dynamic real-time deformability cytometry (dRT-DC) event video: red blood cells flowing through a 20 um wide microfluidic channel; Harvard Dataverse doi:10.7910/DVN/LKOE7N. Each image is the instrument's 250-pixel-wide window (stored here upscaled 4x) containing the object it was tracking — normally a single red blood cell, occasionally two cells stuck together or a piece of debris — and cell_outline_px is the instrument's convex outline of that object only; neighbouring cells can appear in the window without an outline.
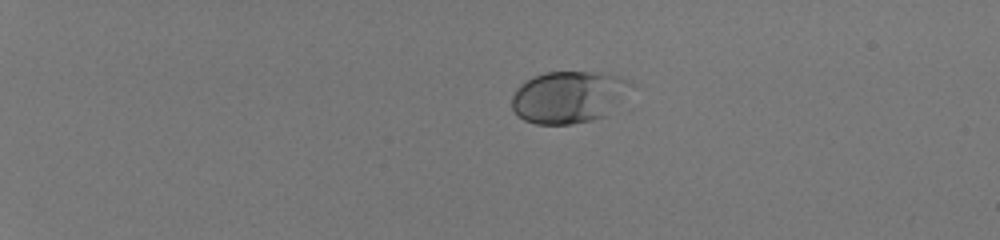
{"species": "human", "species_latin": "Homo sapiens", "temperature_condition": "room temperature", "stored_images_in_passage": 42, "camera_frame_rate_fps": 3000, "um_per_image_px": 0.085, "donor": {"sex": "male"}, "frame": {"image": 1, "passage_image": 1, "time_ms": 0.0, "image_size_px": [1000, 240], "cell_outline_px": [[632, 84], [604, 116], [592, 120], [572, 124], [536, 124], [524, 120], [516, 116], [512, 108], [512, 96], [516, 88], [520, 84], [532, 76], [544, 72], [608, 72]], "centroid_in_image_um": [48.21, 8.24], "position_along_channel_um": 36.8, "area_um2": 35.66}}
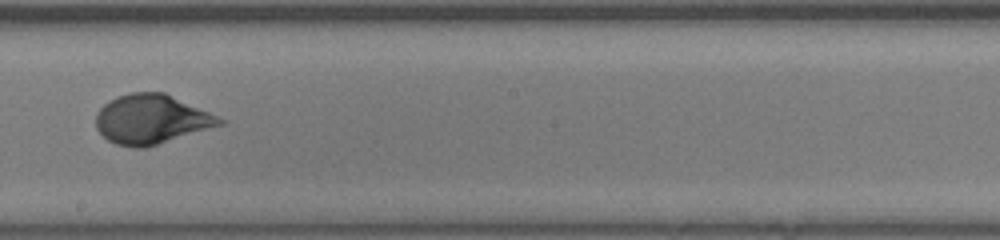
{"frame": {"image": 2, "passage_image": 24, "time_ms": 7.667, "image_size_px": [1000, 240], "cell_outline_px": [[228, 120], [224, 124], [144, 148], [132, 148], [116, 144], [108, 140], [96, 128], [96, 112], [104, 104], [116, 96], [132, 92], [164, 92]], "centroid_in_image_um": [12.87, 10.13], "position_along_channel_um": 235.3, "area_um2": 35.6}}
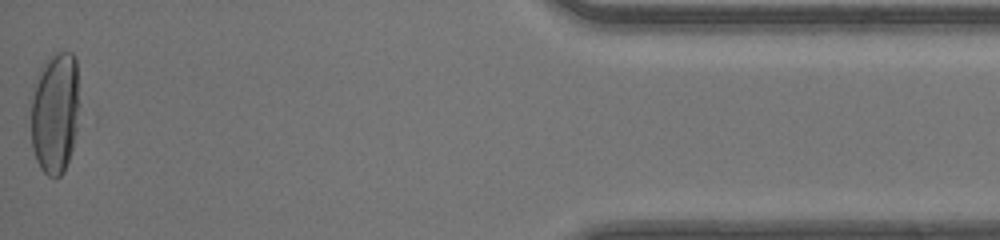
{"frame": {"image": 3, "passage_image": 42, "time_ms": 13.667, "image_size_px": [1000, 240], "cell_outline_px": [[80, 104], [76, 128], [72, 148], [64, 172], [60, 176], [48, 176], [40, 168], [36, 160], [32, 148], [32, 84], [40, 68], [48, 56], [56, 52], [72, 52], [76, 56]], "centroid_in_image_um": [4.69, 9.52], "position_along_channel_um": 430.5, "area_um2": 35.03}, "authors_computed_cell_mechanics": {"area_um2": 33.7841, "velocity_mm_per_s": 4.1431, "shape_relaxation_time_tau1_ms": 4.2091, "shape_relaxation_time_tau2_ms": null, "deformation_change_tau1": 0.1887, "deformation_change_tau2": null}}